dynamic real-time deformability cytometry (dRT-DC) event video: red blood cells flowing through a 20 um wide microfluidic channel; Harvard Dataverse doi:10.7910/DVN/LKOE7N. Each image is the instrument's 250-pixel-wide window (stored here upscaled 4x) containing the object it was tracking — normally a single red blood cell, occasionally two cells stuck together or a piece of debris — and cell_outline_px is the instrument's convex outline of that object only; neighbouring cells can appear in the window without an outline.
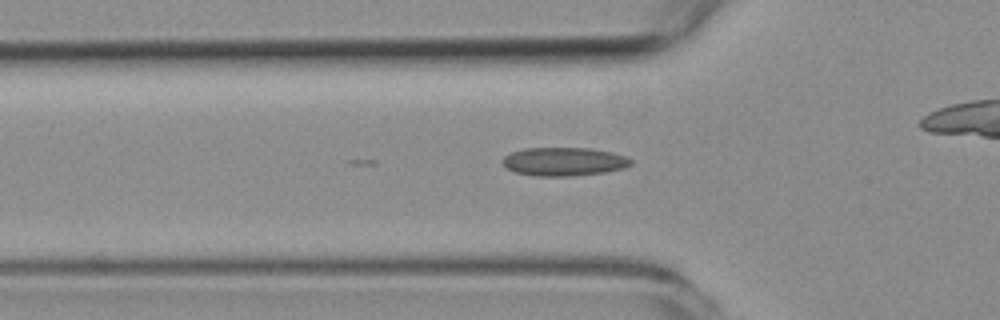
{"species": "common noctule bat (a hibernating species)", "species_latin": "Nyctalus noctula", "temperature_condition": "room temperature", "stored_images_in_passage": 23, "camera_frame_rate_fps": 3000, "um_per_image_px": 0.085, "animal": {"sex": "female", "body_mass_g": 19.3, "forearm_length_mm": 54.1}, "frame": {"image": 1, "passage_image": 18, "time_ms": 5.667, "image_size_px": [1000, 320], "cell_outline_px": [[632, 164], [624, 168], [604, 172], [572, 176], [536, 176], [516, 172], [504, 168], [500, 160], [504, 156], [512, 152], [524, 148], [592, 148], [612, 152], [628, 156], [632, 160]], "centroid_in_image_um": [47.92, 13.73], "position_along_channel_um": 77.9, "area_um2": 21.56}}
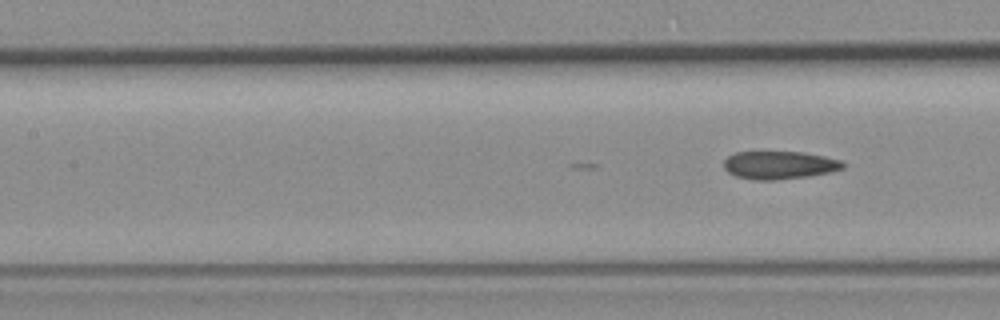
{"frame": {"image": 2, "passage_image": 23, "time_ms": 7.333, "image_size_px": [1000, 320], "cell_outline_px": [[844, 168], [832, 172], [808, 176], [776, 180], [752, 180], [736, 176], [728, 172], [724, 168], [724, 160], [728, 156], [736, 152], [804, 152], [844, 160]], "centroid_in_image_um": [66.27, 14.03], "position_along_channel_um": 141.1, "area_um2": 19.59}}